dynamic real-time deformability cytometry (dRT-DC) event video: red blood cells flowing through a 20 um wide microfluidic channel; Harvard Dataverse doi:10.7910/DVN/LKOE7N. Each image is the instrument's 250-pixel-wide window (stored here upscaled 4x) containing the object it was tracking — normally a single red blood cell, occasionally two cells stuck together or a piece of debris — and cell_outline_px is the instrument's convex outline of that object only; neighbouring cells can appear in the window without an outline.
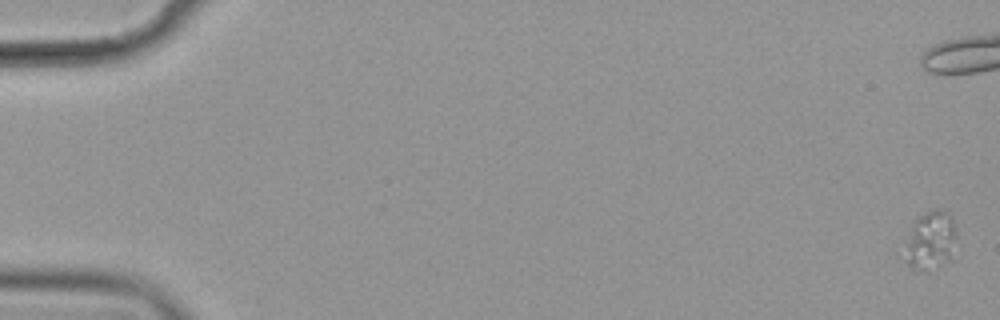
{"species": "common noctule bat (a hibernating species)", "species_latin": "Nyctalus noctula", "temperature_condition": "cold", "stored_images_in_passage": 59, "camera_frame_rate_fps": 3000, "um_per_image_px": 0.085, "animal": {"sex": "female", "body_mass_g": 19.9}, "frame": {"image": 1, "passage_image": 1, "time_ms": 0.0, "image_size_px": [1000, 320], "cell_outline_px": [[960, 256], [952, 260], [940, 264], [924, 268], [912, 268], [908, 264], [908, 244], [912, 228], [916, 220], [920, 216], [932, 208], [940, 208], [948, 212], [952, 220], [956, 232]], "centroid_in_image_um": [79.28, 20.4], "position_along_channel_um": 5.7, "area_um2": 17.34}}
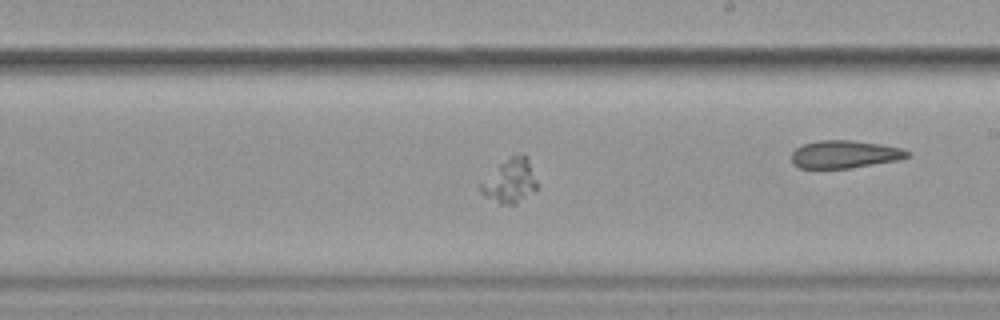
{"frame": {"image": 2, "passage_image": 35, "time_ms": 11.333, "image_size_px": [1000, 320], "cell_outline_px": [[536, 192], [516, 204], [500, 204], [484, 196], [480, 188], [480, 184], [500, 164], [512, 156], [524, 152], [528, 156], [536, 180]], "centroid_in_image_um": [43.4, 15.39], "position_along_channel_um": 245.6, "area_um2": 14.33}}
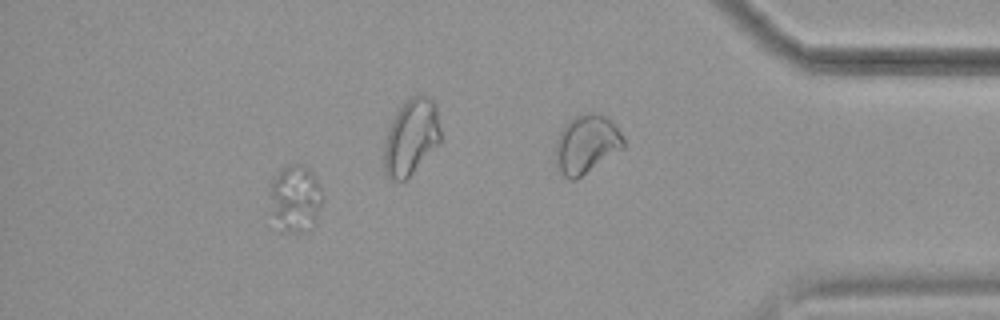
{"frame": {"image": 3, "passage_image": 53, "time_ms": 17.333, "image_size_px": [1000, 320], "cell_outline_px": [[324, 200], [316, 224], [300, 232], [284, 232], [272, 212], [272, 180], [284, 168], [292, 164], [300, 164], [308, 168], [312, 172], [316, 180]], "centroid_in_image_um": [25.18, 16.89], "position_along_channel_um": 410.0, "area_um2": 19.94}}